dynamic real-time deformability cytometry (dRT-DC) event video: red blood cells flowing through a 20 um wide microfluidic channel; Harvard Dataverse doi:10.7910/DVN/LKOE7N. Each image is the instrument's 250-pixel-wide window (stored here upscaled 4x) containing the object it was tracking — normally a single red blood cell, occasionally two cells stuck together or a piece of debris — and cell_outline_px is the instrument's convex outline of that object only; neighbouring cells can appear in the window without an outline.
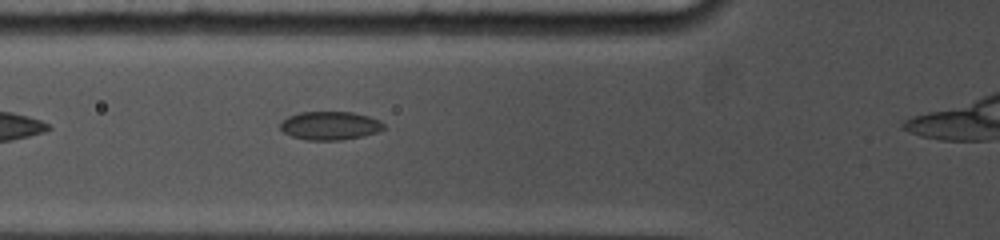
{"species": "common noctule bat (a hibernating species)", "species_latin": "Nyctalus noctula", "temperature_condition": "cold", "stored_images_in_passage": 19, "segment_of_instrument_passage": [1, 2], "camera_frame_rate_fps": 5000, "um_per_image_px": 0.085, "animal": {"sex": "female", "body_mass_g": 19.0, "forearm_length_mm": 53.3}, "frame": {"image": 1, "passage_image": 4, "time_ms": 1.2, "image_size_px": [1000, 240], "cell_outline_px": [[384, 128], [376, 132], [364, 136], [340, 140], [304, 140], [292, 136], [284, 132], [280, 128], [280, 124], [288, 116], [300, 112], [352, 112], [368, 116], [380, 120], [384, 124]], "centroid_in_image_um": [28.05, 10.68], "position_along_channel_um": 97.8, "area_um2": 17.11}}
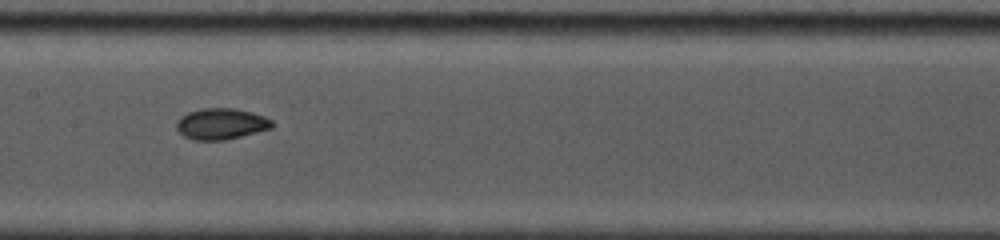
{"frame": {"image": 2, "passage_image": 10, "time_ms": 3.6, "image_size_px": [1000, 240], "cell_outline_px": [[272, 128], [224, 140], [196, 140], [184, 136], [176, 128], [176, 120], [180, 116], [188, 112], [200, 108], [236, 108], [252, 112], [264, 116], [272, 120]], "centroid_in_image_um": [18.77, 10.51], "position_along_channel_um": 188.6, "area_um2": 17.34}}
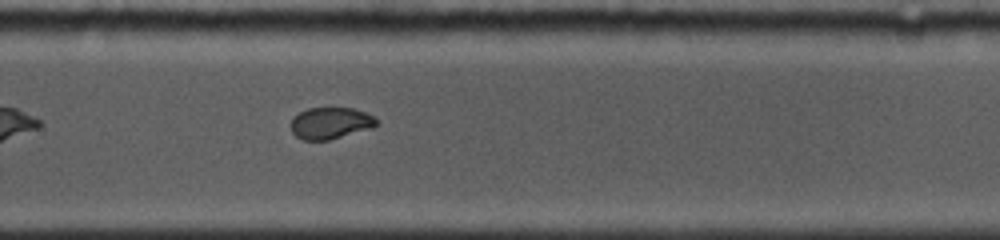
{"frame": {"image": 3, "passage_image": 18, "time_ms": 6.6, "image_size_px": [1000, 240], "cell_outline_px": [[376, 124], [372, 128], [328, 140], [304, 140], [296, 136], [292, 132], [288, 124], [292, 116], [308, 108], [352, 108], [376, 116]], "centroid_in_image_um": [28.04, 10.46], "position_along_channel_um": 301.8, "area_um2": 15.9}}